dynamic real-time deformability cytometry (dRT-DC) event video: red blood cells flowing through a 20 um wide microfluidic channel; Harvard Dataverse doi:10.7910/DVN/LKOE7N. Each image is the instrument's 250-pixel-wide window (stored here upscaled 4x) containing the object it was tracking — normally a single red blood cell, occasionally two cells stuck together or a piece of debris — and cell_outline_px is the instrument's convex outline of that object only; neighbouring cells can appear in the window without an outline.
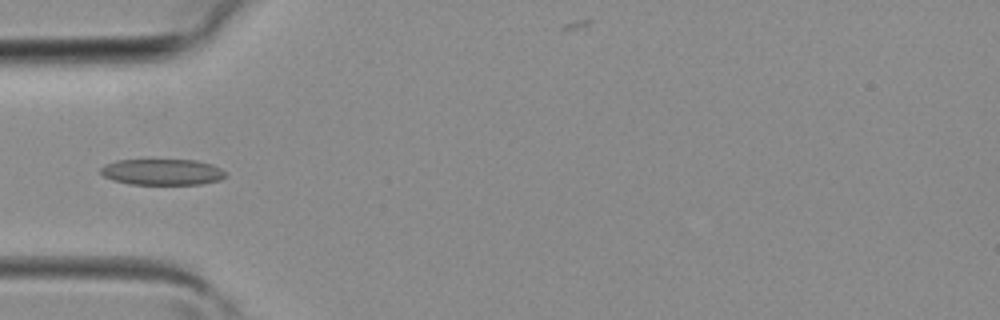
{"species": "common noctule bat (a hibernating species)", "species_latin": "Nyctalus noctula", "temperature_condition": "room temperature", "stored_images_in_passage": 39, "camera_frame_rate_fps": 3000, "um_per_image_px": 0.085, "animal": {"sex": "female", "body_mass_g": 19.3, "forearm_length_mm": 54.1}, "frame": {"image": 1, "passage_image": 12, "time_ms": 3.667, "image_size_px": [1000, 320], "cell_outline_px": [[224, 176], [220, 180], [200, 184], [132, 184], [112, 180], [104, 176], [100, 172], [100, 168], [104, 164], [116, 160], [196, 160], [212, 164], [220, 168], [224, 172]], "centroid_in_image_um": [13.76, 14.61], "position_along_channel_um": 71.2, "area_um2": 18.9}}
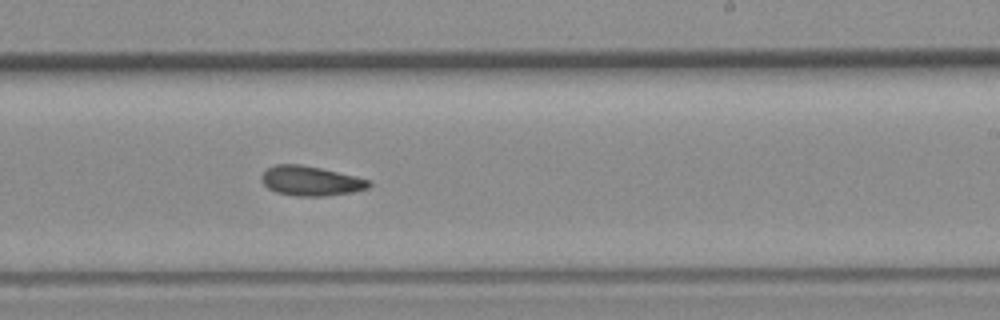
{"frame": {"image": 2, "passage_image": 23, "time_ms": 7.333, "image_size_px": [1000, 320], "cell_outline_px": [[372, 184], [368, 188], [352, 192], [324, 196], [296, 196], [276, 192], [268, 188], [260, 180], [260, 176], [268, 168], [276, 164], [300, 164], [320, 168], [356, 176], [372, 180]], "centroid_in_image_um": [26.42, 15.38], "position_along_channel_um": 262.6, "area_um2": 18.61}}
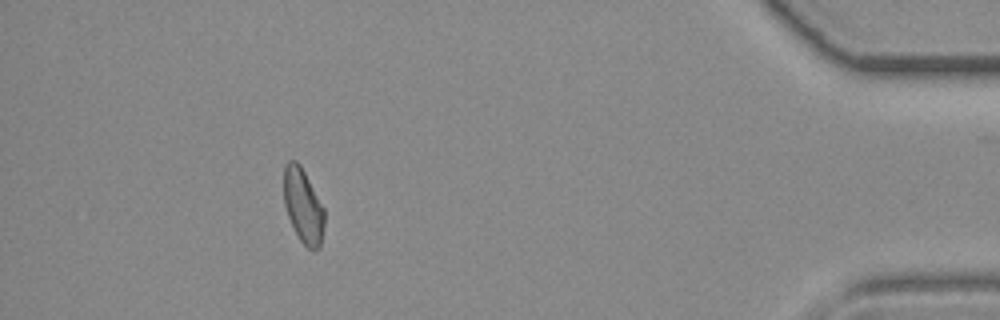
{"frame": {"image": 3, "passage_image": 35, "time_ms": 11.333, "image_size_px": [1000, 320], "cell_outline_px": [[324, 228], [320, 248], [312, 252], [300, 240], [288, 216], [284, 204], [284, 164], [288, 160], [296, 160], [300, 164], [324, 208]], "centroid_in_image_um": [25.77, 17.5], "position_along_channel_um": 409.4, "area_um2": 17.63}}